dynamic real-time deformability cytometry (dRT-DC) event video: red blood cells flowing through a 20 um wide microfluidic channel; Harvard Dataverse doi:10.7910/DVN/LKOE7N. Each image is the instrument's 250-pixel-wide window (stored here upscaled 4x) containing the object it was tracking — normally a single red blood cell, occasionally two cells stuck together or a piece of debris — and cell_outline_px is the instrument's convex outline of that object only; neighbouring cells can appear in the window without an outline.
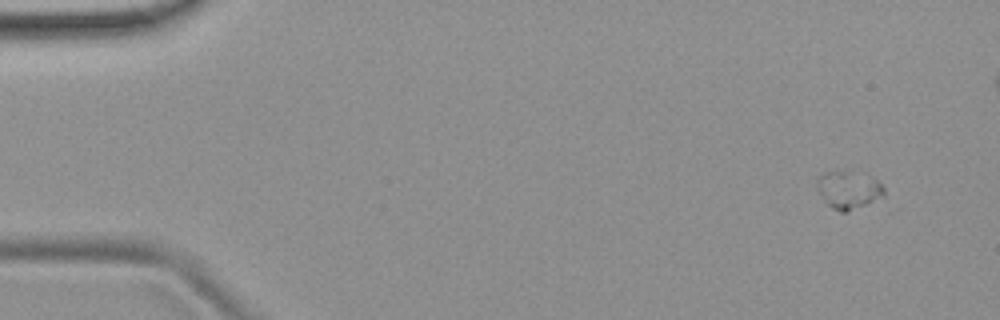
{"species": "common noctule bat (a hibernating species)", "species_latin": "Nyctalus noctula", "temperature_condition": "room temperature", "stored_images_in_passage": 5, "camera_frame_rate_fps": 3000, "um_per_image_px": 0.085, "animal": {"sex": "female", "body_mass_g": 19.9}, "frame": {"image": 1, "passage_image": 1, "time_ms": 0.0, "image_size_px": [1000, 320], "cell_outline_px": [[900, 208], [888, 212], [840, 212], [832, 208], [828, 204], [820, 192], [816, 184], [816, 180], [824, 172], [844, 172], [872, 176], [884, 188]], "centroid_in_image_um": [72.65, 16.41], "position_along_channel_um": 12.4, "area_um2": 17.8}}